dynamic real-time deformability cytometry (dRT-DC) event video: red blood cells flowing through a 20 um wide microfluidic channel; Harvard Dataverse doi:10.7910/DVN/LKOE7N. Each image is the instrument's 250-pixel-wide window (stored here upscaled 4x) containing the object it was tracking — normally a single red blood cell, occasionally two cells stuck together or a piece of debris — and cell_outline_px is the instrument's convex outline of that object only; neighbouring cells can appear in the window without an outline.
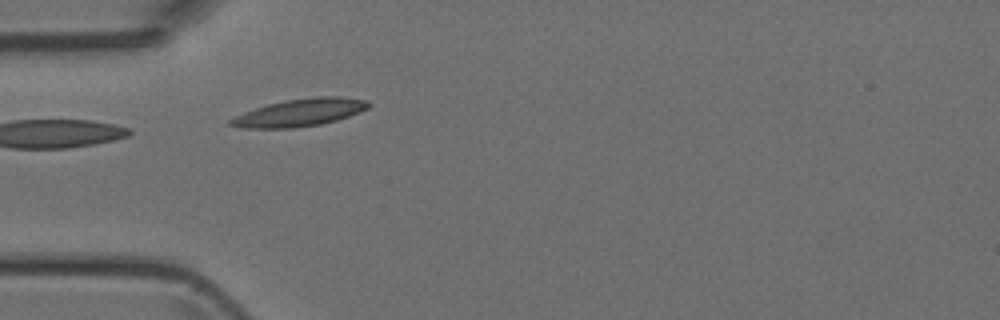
{"species": "Egyptian fruit bat (a non-hibernating species)", "species_latin": "Rousettus aegyptiacus", "temperature_condition": "room temperature", "stored_images_in_passage": 3, "camera_frame_rate_fps": 3000, "um_per_image_px": 0.085, "animal": {"sex": "female"}, "frame": {"image": 1, "passage_image": 3, "time_ms": 2.333, "image_size_px": [1000, 320], "cell_outline_px": [[372, 104], [368, 108], [360, 112], [336, 120], [320, 124], [296, 128], [244, 128], [228, 124], [228, 120], [244, 112], [268, 104], [284, 100], [316, 96], [340, 96], [368, 100]], "centroid_in_image_um": [25.52, 9.56], "position_along_channel_um": 59.5, "area_um2": 22.14}}